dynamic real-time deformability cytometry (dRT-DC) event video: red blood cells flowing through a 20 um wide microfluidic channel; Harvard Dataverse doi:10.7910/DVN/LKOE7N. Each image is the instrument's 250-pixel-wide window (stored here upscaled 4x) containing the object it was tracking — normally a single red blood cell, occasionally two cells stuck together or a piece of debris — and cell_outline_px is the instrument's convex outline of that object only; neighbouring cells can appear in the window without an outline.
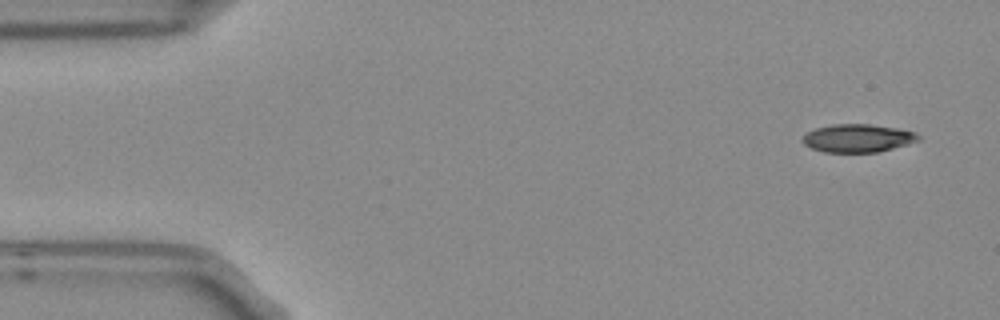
{"species": "Egyptian fruit bat (a non-hibernating species)", "species_latin": "Rousettus aegyptiacus", "temperature_condition": "room temperature", "stored_images_in_passage": 6, "camera_frame_rate_fps": 3000, "um_per_image_px": 0.085, "frame": {"image": 1, "passage_image": 1, "time_ms": 0.0, "image_size_px": [1000, 320], "cell_outline_px": [[920, 140], [908, 144], [876, 152], [824, 152], [812, 148], [804, 144], [804, 136], [808, 132], [816, 128], [832, 124], [872, 124], [896, 128], [916, 132], [920, 136]], "centroid_in_image_um": [72.94, 11.74], "position_along_channel_um": 12.1, "area_um2": 18.79}}